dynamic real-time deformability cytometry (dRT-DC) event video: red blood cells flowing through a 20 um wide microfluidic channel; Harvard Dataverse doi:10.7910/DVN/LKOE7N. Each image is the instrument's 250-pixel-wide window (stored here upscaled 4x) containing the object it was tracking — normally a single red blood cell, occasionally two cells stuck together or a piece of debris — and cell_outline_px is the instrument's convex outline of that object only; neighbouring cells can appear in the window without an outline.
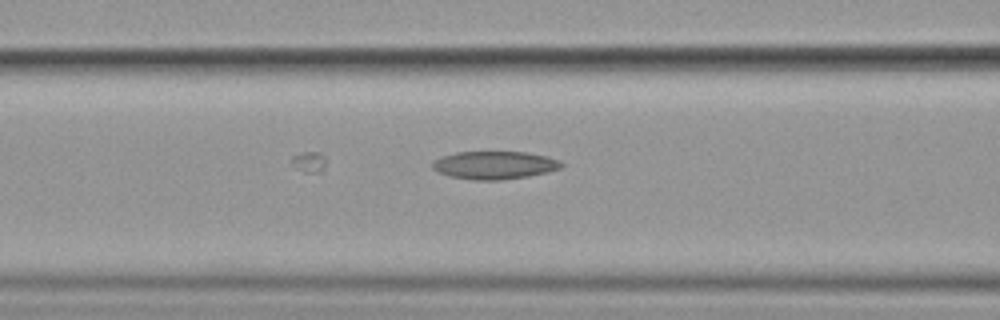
{"species": "common noctule bat (a hibernating species)", "species_latin": "Nyctalus noctula", "temperature_condition": "cold", "stored_images_in_passage": 4, "camera_frame_rate_fps": 3000, "um_per_image_px": 0.085, "animal": {"sex": "female", "body_mass_g": 19.9}, "frame": {"image": 1, "passage_image": 3, "time_ms": 2.333, "image_size_px": [1000, 320], "cell_outline_px": [[564, 164], [560, 168], [548, 172], [528, 176], [500, 180], [476, 180], [448, 176], [432, 168], [432, 160], [456, 152], [524, 152], [548, 156], [560, 160]], "centroid_in_image_um": [42.05, 14.03], "position_along_channel_um": 124.6, "area_um2": 20.98}}
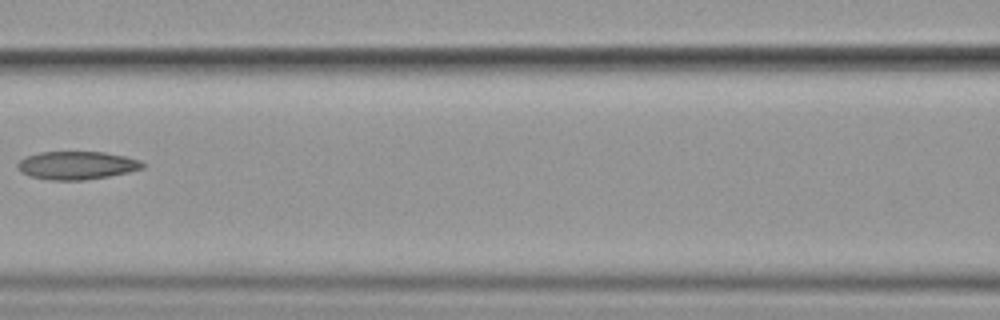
{"frame": {"image": 2, "passage_image": 4, "time_ms": 3.333, "image_size_px": [1000, 320], "cell_outline_px": [[148, 164], [144, 168], [128, 172], [108, 176], [84, 180], [48, 180], [28, 176], [20, 172], [16, 168], [16, 164], [24, 156], [40, 152], [104, 152], [124, 156], [140, 160]], "centroid_in_image_um": [6.5, 14.06], "position_along_channel_um": 160.1, "area_um2": 20.75}}